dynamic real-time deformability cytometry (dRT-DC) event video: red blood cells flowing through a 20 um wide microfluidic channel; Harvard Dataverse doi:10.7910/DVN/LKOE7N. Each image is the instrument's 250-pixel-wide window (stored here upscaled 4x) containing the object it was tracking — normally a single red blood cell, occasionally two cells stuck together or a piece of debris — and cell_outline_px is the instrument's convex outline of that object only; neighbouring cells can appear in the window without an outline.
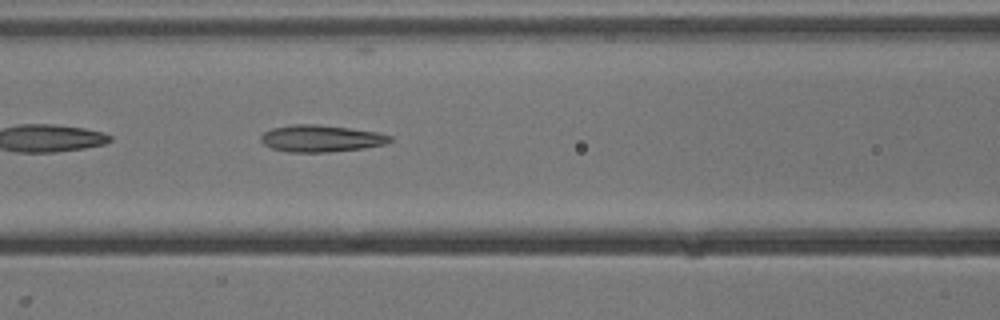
{"species": "common noctule bat (a hibernating species)", "species_latin": "Nyctalus noctula", "temperature_condition": "cold", "stored_images_in_passage": 23, "camera_frame_rate_fps": 3000, "um_per_image_px": 0.085, "animal": {"sex": "male", "body_mass_g": 13.3}, "frame": {"image": 1, "passage_image": 7, "time_ms": 2.0, "image_size_px": [1000, 320], "cell_outline_px": [[392, 140], [388, 144], [364, 148], [328, 152], [288, 152], [272, 148], [264, 144], [260, 140], [260, 136], [264, 132], [272, 128], [292, 124], [316, 124], [348, 128], [376, 132], [392, 136]], "centroid_in_image_um": [27.28, 11.77], "position_along_channel_um": 139.3, "area_um2": 20.23}}
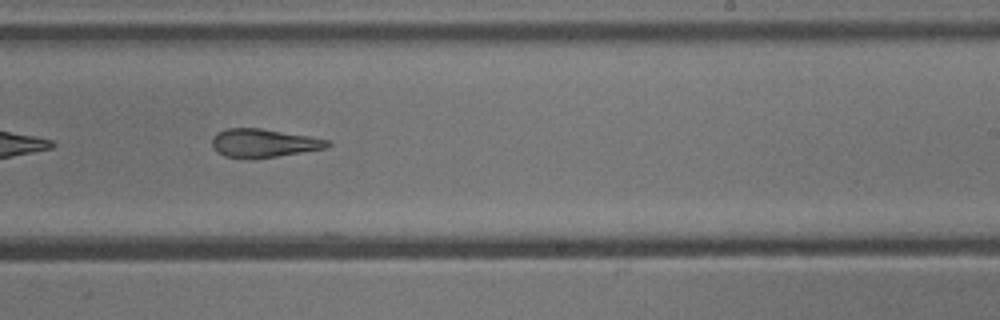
{"frame": {"image": 2, "passage_image": 17, "time_ms": 5.333, "image_size_px": [1000, 320], "cell_outline_px": [[332, 144], [328, 148], [276, 156], [224, 156], [212, 144], [212, 136], [216, 132], [228, 128], [260, 128], [308, 136], [328, 140]], "centroid_in_image_um": [22.45, 12.12], "position_along_channel_um": 266.6, "area_um2": 18.38}}
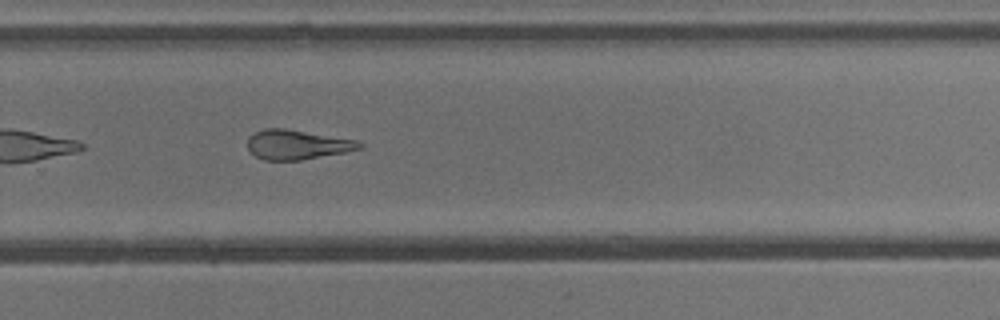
{"frame": {"image": 3, "passage_image": 20, "time_ms": 6.333, "image_size_px": [1000, 320], "cell_outline_px": [[364, 148], [344, 152], [300, 160], [264, 160], [256, 156], [248, 148], [248, 136], [264, 128], [284, 128], [356, 140], [364, 144]], "centroid_in_image_um": [25.26, 12.29], "position_along_channel_um": 304.5, "area_um2": 19.13}}